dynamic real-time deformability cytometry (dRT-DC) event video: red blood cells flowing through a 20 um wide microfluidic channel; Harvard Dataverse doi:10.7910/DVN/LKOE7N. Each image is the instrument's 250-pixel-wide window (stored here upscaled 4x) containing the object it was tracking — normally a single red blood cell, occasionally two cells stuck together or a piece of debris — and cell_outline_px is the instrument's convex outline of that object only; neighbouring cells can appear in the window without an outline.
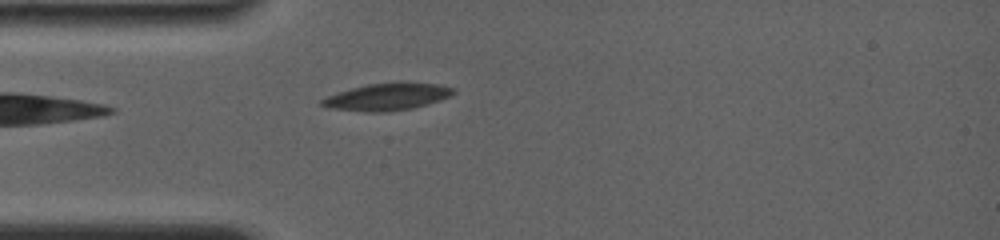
{"species": "common noctule bat (a hibernating species)", "species_latin": "Nyctalus noctula", "temperature_condition": "room temperature", "stored_images_in_passage": 27, "camera_frame_rate_fps": 4000, "um_per_image_px": 0.085, "animal": {"sex": "female", "body_mass_g": 19.0, "forearm_length_mm": 56.7}, "frame": {"image": 1, "passage_image": 2, "time_ms": 0.5, "image_size_px": [1000, 240], "cell_outline_px": [[456, 92], [440, 100], [412, 108], [384, 112], [372, 112], [332, 108], [320, 104], [320, 100], [328, 96], [352, 88], [368, 84], [392, 80], [404, 80], [440, 84], [452, 88]], "centroid_in_image_um": [32.97, 8.18], "position_along_channel_um": 52.0, "area_um2": 20.98}}
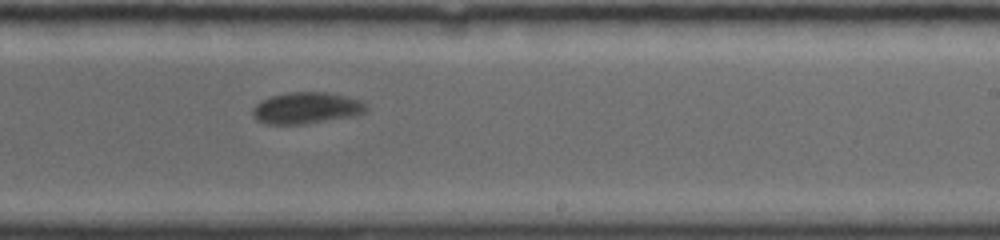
{"frame": {"image": 2, "passage_image": 14, "time_ms": 6.25, "image_size_px": [1000, 240], "cell_outline_px": [[368, 108], [364, 112], [352, 116], [304, 124], [268, 124], [256, 120], [252, 116], [252, 108], [256, 104], [272, 96], [288, 92], [328, 92], [348, 96], [360, 100], [368, 104]], "centroid_in_image_um": [26.06, 9.17], "position_along_channel_um": 262.9, "area_um2": 20.87}}
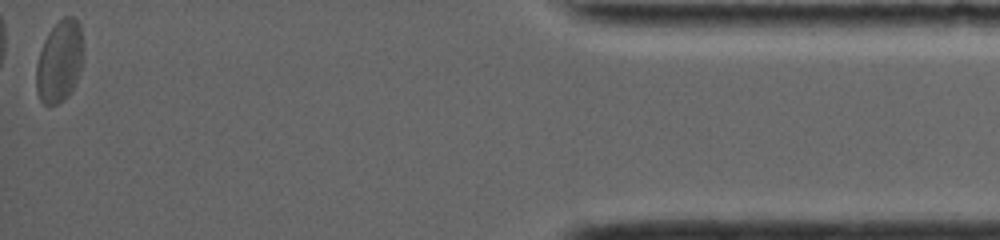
{"frame": {"image": 3, "passage_image": 27, "time_ms": 12.5, "image_size_px": [1000, 240], "cell_outline_px": [[84, 52], [80, 68], [72, 88], [56, 104], [44, 104], [40, 100], [36, 88], [36, 64], [44, 40], [48, 32], [64, 16], [72, 16], [80, 24]], "centroid_in_image_um": [5.05, 5.16], "position_along_channel_um": 430.1, "area_um2": 22.02}, "authors_computed_cell_mechanics": {"area_um2": 21.1548, "velocity_mm_per_s": 3.7533, "shape_relaxation_time_tau1_ms": 3.7494, "shape_relaxation_time_tau2_ms": 1.5287, "deformation_change_tau1": 0.1105, "deformation_change_tau2": 0.0331}}